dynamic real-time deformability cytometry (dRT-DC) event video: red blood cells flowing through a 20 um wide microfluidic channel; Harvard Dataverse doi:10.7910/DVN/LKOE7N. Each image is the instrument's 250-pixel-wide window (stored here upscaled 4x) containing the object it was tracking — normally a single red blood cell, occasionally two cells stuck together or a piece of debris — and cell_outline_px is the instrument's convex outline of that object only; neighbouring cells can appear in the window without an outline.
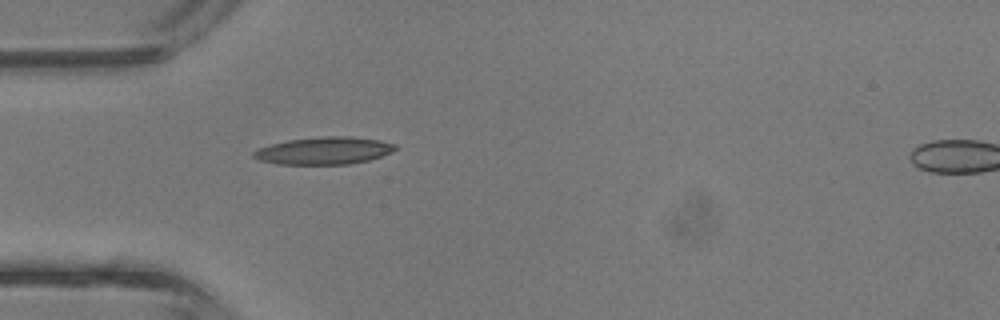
{"species": "common noctule bat (a hibernating species)", "species_latin": "Nyctalus noctula", "temperature_condition": "room temperature", "stored_images_in_passage": 5, "camera_frame_rate_fps": 3000, "um_per_image_px": 0.085, "animal": {"sex": "male", "body_mass_g": 13.3}, "frame": {"image": 1, "passage_image": 4, "time_ms": 1.0, "image_size_px": [1000, 320], "cell_outline_px": [[396, 148], [392, 152], [368, 160], [348, 164], [276, 164], [260, 160], [252, 156], [252, 152], [256, 148], [288, 140], [320, 136], [348, 136], [380, 140], [396, 144]], "centroid_in_image_um": [27.51, 12.8], "position_along_channel_um": 57.5, "area_um2": 22.6}}